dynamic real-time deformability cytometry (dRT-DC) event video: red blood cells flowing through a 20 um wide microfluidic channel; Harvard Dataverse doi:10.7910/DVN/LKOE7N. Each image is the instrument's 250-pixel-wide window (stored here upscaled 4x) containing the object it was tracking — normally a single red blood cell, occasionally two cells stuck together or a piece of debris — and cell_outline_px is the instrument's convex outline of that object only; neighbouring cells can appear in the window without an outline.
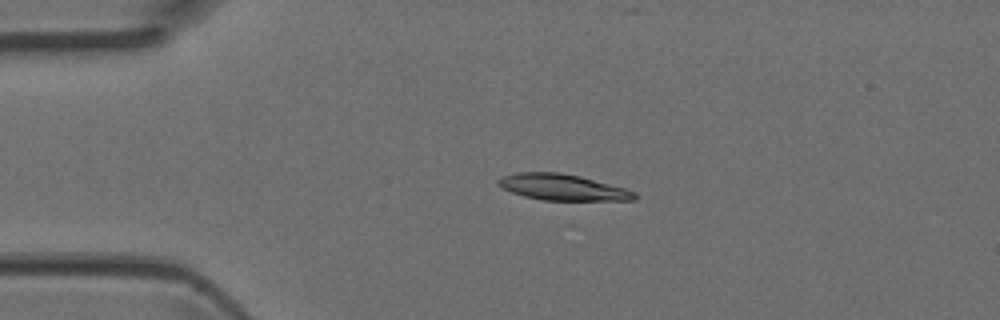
{"species": "Egyptian fruit bat (a non-hibernating species)", "species_latin": "Rousettus aegyptiacus", "temperature_condition": "room temperature", "stored_images_in_passage": 4, "camera_frame_rate_fps": 3000, "um_per_image_px": 0.085, "animal": {"sex": "female"}, "frame": {"image": 1, "passage_image": 2, "time_ms": 0.333, "image_size_px": [1000, 320], "cell_outline_px": [[636, 200], [540, 200], [524, 196], [500, 188], [496, 184], [496, 180], [504, 176], [516, 172], [560, 172], [580, 176], [624, 188], [636, 192]], "centroid_in_image_um": [47.77, 15.91], "position_along_channel_um": 37.2, "area_um2": 20.75}}
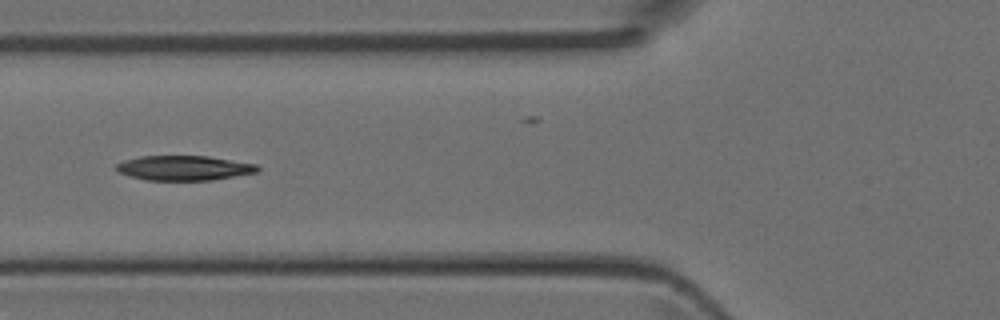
{"frame": {"image": 2, "passage_image": 4, "time_ms": 1.0, "image_size_px": [1000, 320], "cell_outline_px": [[260, 168], [256, 172], [212, 180], [144, 180], [120, 172], [116, 168], [116, 164], [124, 160], [140, 156], [208, 156], [256, 164]], "centroid_in_image_um": [15.64, 14.27], "position_along_channel_um": 110.2, "area_um2": 20.17}}